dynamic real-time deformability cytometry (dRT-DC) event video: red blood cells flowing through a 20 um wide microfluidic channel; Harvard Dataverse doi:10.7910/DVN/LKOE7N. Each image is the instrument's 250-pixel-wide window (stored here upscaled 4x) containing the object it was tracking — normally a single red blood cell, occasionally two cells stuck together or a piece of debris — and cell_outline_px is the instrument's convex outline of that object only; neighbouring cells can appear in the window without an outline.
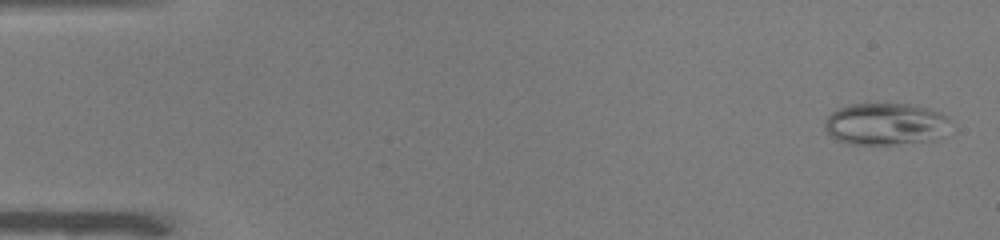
{"species": "common noctule bat (a hibernating species)", "species_latin": "Nyctalus noctula", "temperature_condition": "warm", "stored_images_in_passage": 51, "camera_frame_rate_fps": 3000, "um_per_image_px": 0.085, "animal": {"sex": "male", "body_mass_g": 19.0, "forearm_length_mm": 50.8}, "frame": {"image": 1, "passage_image": 2, "time_ms": 0.333, "image_size_px": [1000, 240], "cell_outline_px": [[952, 120], [928, 140], [896, 144], [848, 144], [836, 140], [824, 128], [824, 120], [832, 112], [840, 108], [852, 104], [908, 104], [928, 108], [948, 116]], "centroid_in_image_um": [75.16, 10.52], "position_along_channel_um": 9.8, "area_um2": 30.0}}
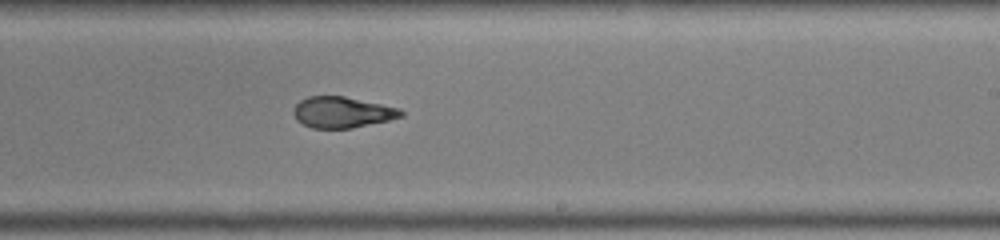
{"frame": {"image": 2, "passage_image": 31, "time_ms": 10.0, "image_size_px": [1000, 240], "cell_outline_px": [[404, 116], [388, 120], [352, 128], [312, 128], [296, 120], [292, 112], [296, 104], [300, 100], [308, 96], [344, 96], [400, 108], [404, 112]], "centroid_in_image_um": [29.08, 9.54], "position_along_channel_um": 259.9, "area_um2": 19.42}}
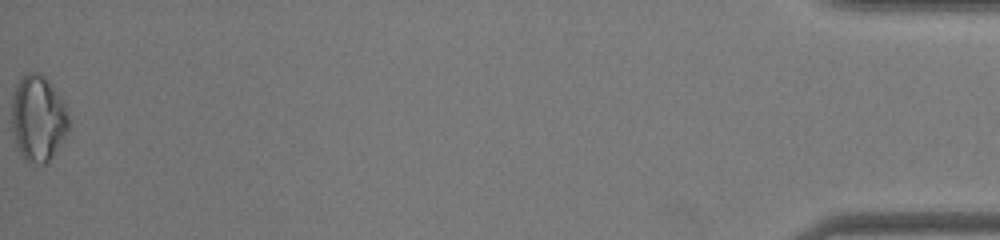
{"frame": {"image": 3, "passage_image": 51, "time_ms": 16.667, "image_size_px": [1000, 240], "cell_outline_px": [[68, 128], [64, 136], [52, 156], [44, 164], [28, 164], [24, 160], [16, 144], [12, 132], [12, 96], [16, 84], [28, 72], [40, 72], [48, 80], [64, 104], [68, 112]], "centroid_in_image_um": [3.2, 10.07], "position_along_channel_um": 432.0, "area_um2": 28.38}, "authors_computed_cell_mechanics": {"area_um2": 22.4264, "velocity_mm_per_s": 4.0141, "shape_relaxation_time_tau1_ms": null, "shape_relaxation_time_tau2_ms": 1.3585, "deformation_change_tau1": null, "deformation_change_tau2": 0.0517}}